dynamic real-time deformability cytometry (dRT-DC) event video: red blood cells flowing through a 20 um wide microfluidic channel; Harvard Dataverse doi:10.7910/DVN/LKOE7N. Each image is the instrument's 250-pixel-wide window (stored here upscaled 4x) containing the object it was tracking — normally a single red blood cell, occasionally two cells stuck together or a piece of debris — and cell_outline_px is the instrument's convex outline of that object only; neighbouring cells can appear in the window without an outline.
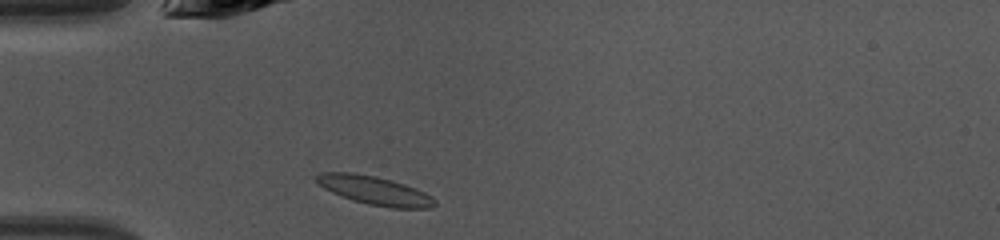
{"species": "common noctule bat (a hibernating species)", "species_latin": "Nyctalus noctula", "temperature_condition": "warm", "stored_images_in_passage": 34, "camera_frame_rate_fps": 3000, "um_per_image_px": 0.085, "animal": {"sex": "female", "body_mass_g": 10.0, "forearm_length_mm": 53.1}, "frame": {"image": 1, "passage_image": 1, "time_ms": 0.0, "image_size_px": [1000, 240], "cell_outline_px": [[436, 204], [432, 208], [392, 208], [368, 204], [352, 200], [332, 192], [324, 188], [316, 180], [316, 176], [320, 172], [352, 172], [376, 176], [404, 184], [424, 192], [432, 196], [436, 200]], "centroid_in_image_um": [31.86, 16.19], "position_along_channel_um": 53.1, "area_um2": 19.59}}
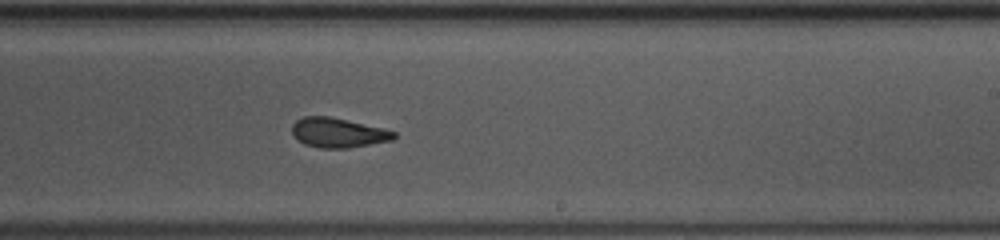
{"frame": {"image": 2, "passage_image": 16, "time_ms": 5.0, "image_size_px": [1000, 240], "cell_outline_px": [[396, 136], [392, 140], [348, 148], [320, 148], [304, 144], [292, 132], [292, 124], [296, 120], [304, 116], [328, 116], [384, 128], [396, 132]], "centroid_in_image_um": [28.74, 11.28], "position_along_channel_um": 260.3, "area_um2": 17.46}}
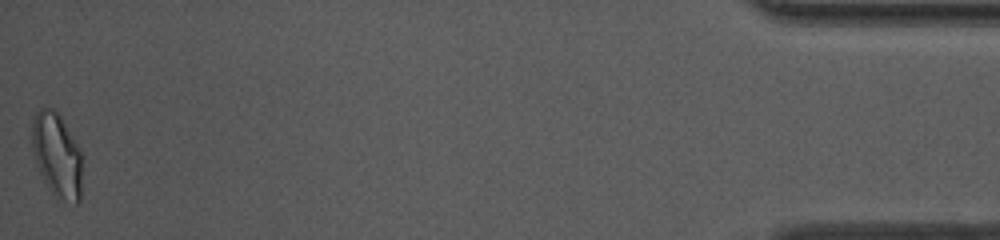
{"frame": {"image": 3, "passage_image": 34, "time_ms": 11.0, "image_size_px": [1000, 240], "cell_outline_px": [[80, 200], [76, 204], [56, 200], [44, 180], [36, 164], [32, 148], [32, 120], [36, 112], [40, 108], [52, 108], [60, 116], [72, 136], [80, 152]], "centroid_in_image_um": [4.81, 13.22], "position_along_channel_um": 430.4, "area_um2": 24.33}, "authors_computed_cell_mechanics": {"area_um2": 18.6116, "velocity_mm_per_s": 4.3078, "shape_relaxation_time_tau1_ms": 3.9751, "shape_relaxation_time_tau2_ms": 1.6457, "deformation_change_tau1": 0.1472, "deformation_change_tau2": 0.091}}